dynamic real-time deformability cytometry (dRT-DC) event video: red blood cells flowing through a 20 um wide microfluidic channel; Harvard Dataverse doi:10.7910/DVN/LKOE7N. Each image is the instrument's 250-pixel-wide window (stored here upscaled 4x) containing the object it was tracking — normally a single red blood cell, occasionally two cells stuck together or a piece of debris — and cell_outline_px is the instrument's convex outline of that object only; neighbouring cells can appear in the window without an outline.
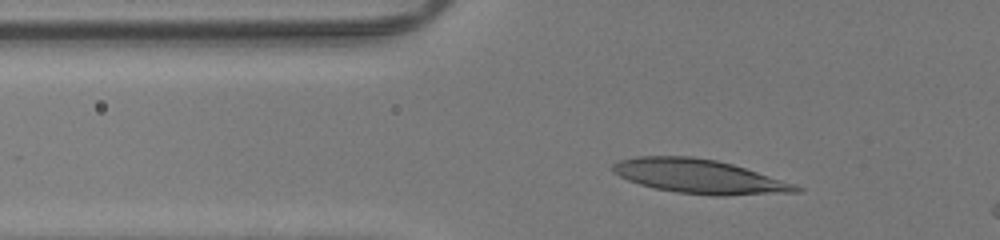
{"species": "human", "species_latin": "Homo sapiens", "temperature_condition": "room temperature", "stored_images_in_passage": 33, "camera_frame_rate_fps": 3000, "um_per_image_px": 0.085, "donor": {"sex": "male"}, "frame": {"image": 1, "passage_image": 7, "time_ms": 2.0, "image_size_px": [1000, 240], "cell_outline_px": [[804, 188], [800, 192], [724, 196], [712, 196], [680, 192], [656, 188], [640, 184], [628, 180], [620, 176], [612, 168], [612, 164], [620, 160], [640, 156], [692, 156], [716, 160], [732, 164]], "centroid_in_image_um": [59.43, 15.0], "position_along_channel_um": 66.4, "area_um2": 35.84}}
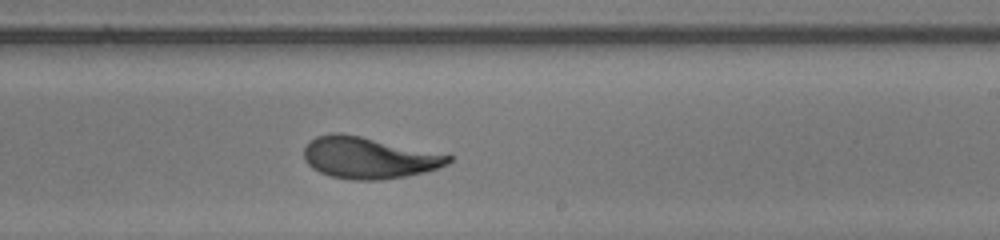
{"frame": {"image": 2, "passage_image": 22, "time_ms": 7.0, "image_size_px": [1000, 240], "cell_outline_px": [[452, 160], [448, 164], [424, 172], [408, 176], [380, 180], [352, 180], [332, 176], [320, 172], [312, 168], [304, 160], [304, 148], [316, 136], [336, 132], [340, 132], [360, 136], [452, 156]], "centroid_in_image_um": [31.3, 13.42], "position_along_channel_um": 257.7, "area_um2": 34.56}}
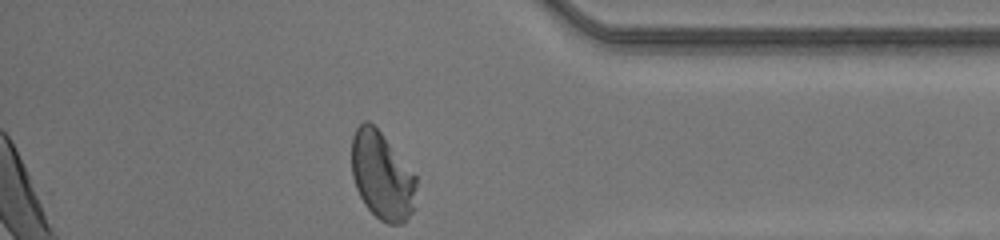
{"frame": {"image": 3, "passage_image": 33, "time_ms": 10.667, "image_size_px": [1000, 240], "cell_outline_px": [[416, 208], [400, 224], [388, 224], [380, 220], [364, 204], [356, 188], [352, 176], [352, 136], [356, 128], [364, 120], [368, 120], [380, 132], [416, 176]], "centroid_in_image_um": [32.47, 14.96], "position_along_channel_um": 402.7, "area_um2": 32.89}, "authors_computed_cell_mechanics": {"area_um2": 34.68, "velocity_mm_per_s": 4.2143, "shape_relaxation_time_tau1_ms": 5.1651, "shape_relaxation_time_tau2_ms": 0.5869, "deformation_change_tau1": 0.2301, "deformation_change_tau2": 0.0611}}